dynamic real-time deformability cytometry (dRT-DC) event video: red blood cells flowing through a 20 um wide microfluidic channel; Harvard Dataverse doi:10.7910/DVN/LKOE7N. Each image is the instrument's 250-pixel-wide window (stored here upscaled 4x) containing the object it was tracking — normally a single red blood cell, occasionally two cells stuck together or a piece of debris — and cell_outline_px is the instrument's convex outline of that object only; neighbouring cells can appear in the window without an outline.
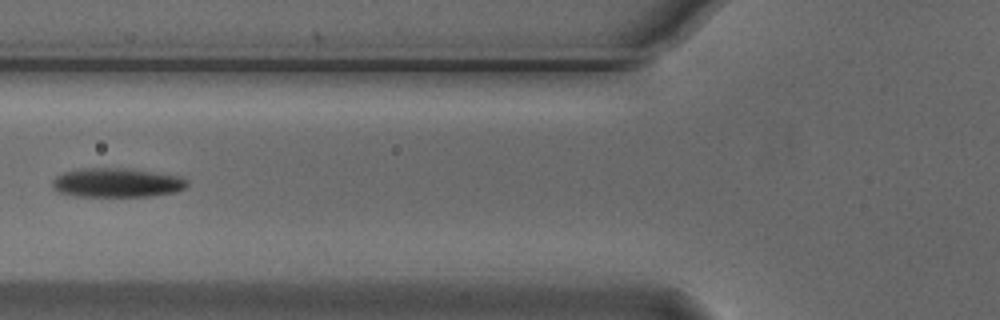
{"species": "Egyptian fruit bat (a non-hibernating species)", "species_latin": "Rousettus aegyptiacus", "temperature_condition": "cold", "stored_images_in_passage": 3, "camera_frame_rate_fps": 3000, "um_per_image_px": 0.085, "animal": {"sex": "male"}, "frame": {"image": 1, "passage_image": 3, "time_ms": 0.667, "image_size_px": [1000, 320], "cell_outline_px": [[188, 184], [184, 188], [176, 192], [148, 196], [72, 196], [60, 192], [52, 188], [52, 180], [56, 176], [64, 172], [80, 168], [124, 168], [180, 176], [188, 180]], "centroid_in_image_um": [9.91, 15.53], "position_along_channel_um": 115.9, "area_um2": 22.89}}